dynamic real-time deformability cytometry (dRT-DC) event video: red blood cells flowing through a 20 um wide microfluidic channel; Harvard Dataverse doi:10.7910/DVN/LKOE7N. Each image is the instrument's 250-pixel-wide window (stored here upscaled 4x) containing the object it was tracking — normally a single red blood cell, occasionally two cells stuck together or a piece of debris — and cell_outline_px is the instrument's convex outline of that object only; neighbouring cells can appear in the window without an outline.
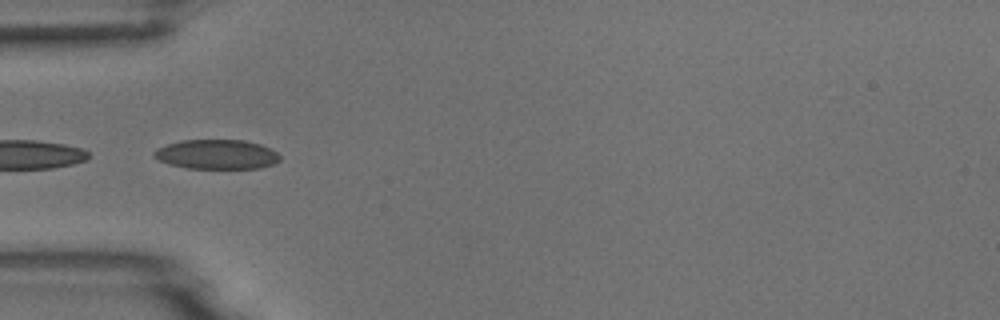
{"species": "common noctule bat (a hibernating species)", "species_latin": "Nyctalus noctula", "temperature_condition": "room temperature", "stored_images_in_passage": 28, "camera_frame_rate_fps": 3000, "um_per_image_px": 0.085, "animal": {"sex": "male", "body_mass_g": 18.8}, "frame": {"image": 1, "passage_image": 17, "time_ms": 5.333, "image_size_px": [1000, 320], "cell_outline_px": [[280, 160], [272, 164], [260, 168], [184, 168], [168, 164], [152, 156], [152, 152], [156, 148], [180, 140], [244, 140], [260, 144], [276, 152], [280, 156]], "centroid_in_image_um": [18.37, 13.12], "position_along_channel_um": 66.6, "area_um2": 21.68}}